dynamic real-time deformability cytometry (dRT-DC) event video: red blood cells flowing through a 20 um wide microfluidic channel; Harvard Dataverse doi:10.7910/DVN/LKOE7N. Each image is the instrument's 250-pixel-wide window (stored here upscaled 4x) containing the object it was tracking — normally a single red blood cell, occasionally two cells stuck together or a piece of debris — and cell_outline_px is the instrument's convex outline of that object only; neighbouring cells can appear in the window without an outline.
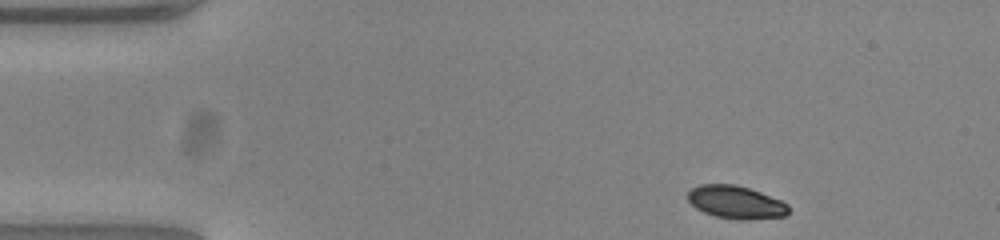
{"species": "common noctule bat (a hibernating species)", "species_latin": "Nyctalus noctula", "temperature_condition": "warm", "stored_images_in_passage": 47, "camera_frame_rate_fps": 3000, "um_per_image_px": 0.085, "animal": {"sex": "female", "body_mass_g": 23.0, "forearm_length_mm": 53.4}, "frame": {"image": 1, "passage_image": 1, "time_ms": 0.0, "image_size_px": [1000, 240], "cell_outline_px": [[788, 212], [784, 216], [740, 220], [716, 216], [704, 212], [696, 208], [688, 200], [688, 192], [692, 188], [700, 184], [736, 184], [760, 192], [780, 200], [788, 204]], "centroid_in_image_um": [62.53, 17.18], "position_along_channel_um": 22.5, "area_um2": 19.07}}
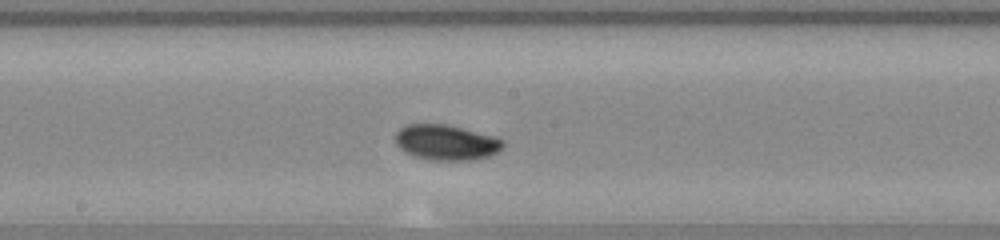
{"frame": {"image": 2, "passage_image": 22, "time_ms": 7.0, "image_size_px": [1000, 240], "cell_outline_px": [[504, 144], [496, 152], [488, 156], [472, 160], [428, 160], [412, 156], [404, 152], [396, 144], [396, 132], [400, 128], [408, 124], [444, 124], [492, 136], [504, 140]], "centroid_in_image_um": [37.87, 12.12], "position_along_channel_um": 210.3, "area_um2": 21.96}}
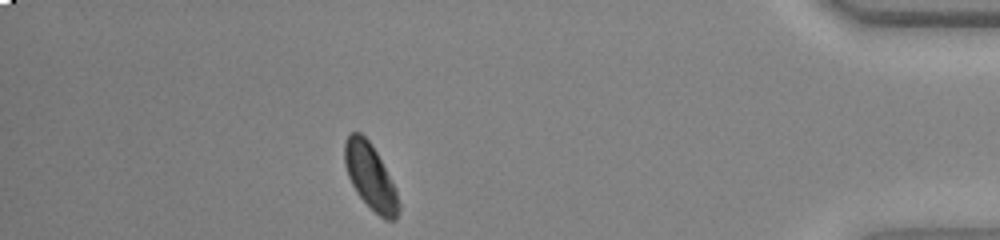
{"frame": {"image": 3, "passage_image": 41, "time_ms": 13.333, "image_size_px": [1000, 240], "cell_outline_px": [[400, 208], [396, 220], [384, 220], [356, 192], [348, 176], [344, 164], [344, 144], [348, 136], [352, 132], [360, 132], [372, 144], [396, 188], [400, 204]], "centroid_in_image_um": [31.49, 15.02], "position_along_channel_um": 403.7, "area_um2": 20.52}, "authors_computed_cell_mechanics": {"area_um2": 20.5768, "velocity_mm_per_s": 3.8242, "shape_relaxation_time_tau1_ms": 2.5739, "shape_relaxation_time_tau2_ms": null, "deformation_change_tau1": 0.1117, "deformation_change_tau2": null}}